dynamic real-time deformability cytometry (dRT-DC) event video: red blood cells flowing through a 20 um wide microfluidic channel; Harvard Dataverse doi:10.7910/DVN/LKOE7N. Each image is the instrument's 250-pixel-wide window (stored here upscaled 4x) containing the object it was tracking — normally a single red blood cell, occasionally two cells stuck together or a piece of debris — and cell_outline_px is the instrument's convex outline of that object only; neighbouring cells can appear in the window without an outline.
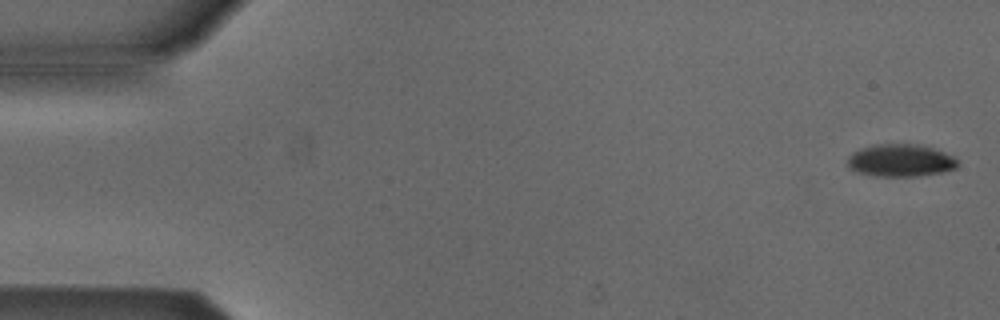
{"species": "Egyptian fruit bat (a non-hibernating species)", "species_latin": "Rousettus aegyptiacus", "temperature_condition": "cold", "stored_images_in_passage": 4, "camera_frame_rate_fps": 3000, "um_per_image_px": 0.085, "animal": {"sex": "male"}, "frame": {"image": 1, "passage_image": 1, "time_ms": 0.0, "image_size_px": [1000, 320], "cell_outline_px": [[960, 164], [956, 168], [944, 172], [916, 176], [880, 176], [860, 172], [848, 168], [848, 156], [852, 152], [860, 148], [872, 144], [920, 144], [956, 156]], "centroid_in_image_um": [76.58, 13.62], "position_along_channel_um": 8.4, "area_um2": 21.04}}
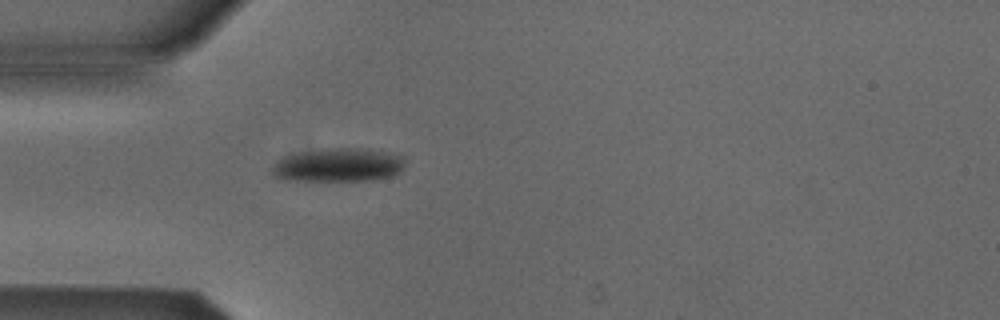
{"frame": {"image": 2, "passage_image": 4, "time_ms": 4.667, "image_size_px": [1000, 320], "cell_outline_px": [[404, 168], [400, 172], [392, 176], [368, 180], [288, 180], [276, 176], [272, 172], [272, 168], [284, 156], [300, 152], [332, 148], [360, 148], [384, 152], [404, 156]], "centroid_in_image_um": [28.81, 14.02], "position_along_channel_um": 56.2, "area_um2": 25.61}}